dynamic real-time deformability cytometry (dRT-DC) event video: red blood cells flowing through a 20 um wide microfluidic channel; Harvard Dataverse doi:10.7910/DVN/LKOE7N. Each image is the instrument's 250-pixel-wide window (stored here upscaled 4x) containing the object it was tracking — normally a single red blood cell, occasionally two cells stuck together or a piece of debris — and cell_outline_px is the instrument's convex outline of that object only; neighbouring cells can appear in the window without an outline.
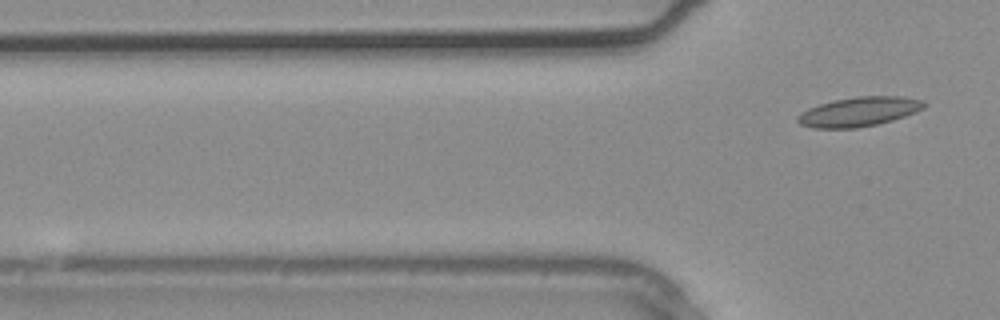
{"species": "common noctule bat (a hibernating species)", "species_latin": "Nyctalus noctula", "temperature_condition": "warm", "stored_images_in_passage": 2, "camera_frame_rate_fps": 3000, "um_per_image_px": 0.085, "animal": {"sex": "male", "body_mass_g": 20.4}, "frame": {"image": 1, "passage_image": 2, "time_ms": 0.333, "image_size_px": [1000, 320], "cell_outline_px": [[928, 104], [924, 108], [916, 112], [892, 120], [876, 124], [856, 128], [812, 128], [800, 124], [796, 120], [796, 116], [800, 112], [808, 108], [820, 104], [836, 100], [856, 96], [900, 96], [924, 100]], "centroid_in_image_um": [73.01, 9.49], "position_along_channel_um": 52.8, "area_um2": 21.73}}